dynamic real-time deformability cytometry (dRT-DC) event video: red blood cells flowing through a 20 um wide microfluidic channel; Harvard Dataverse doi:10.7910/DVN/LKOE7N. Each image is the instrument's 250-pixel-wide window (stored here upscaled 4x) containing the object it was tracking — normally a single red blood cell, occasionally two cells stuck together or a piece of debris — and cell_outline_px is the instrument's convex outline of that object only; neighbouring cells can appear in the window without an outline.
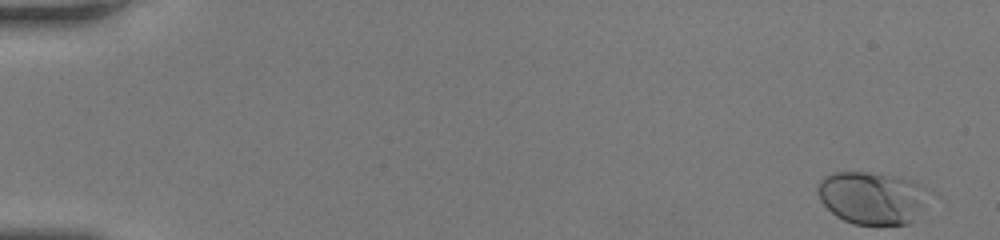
{"species": "human", "species_latin": "Homo sapiens", "temperature_condition": "room temperature", "stored_images_in_passage": 50, "camera_frame_rate_fps": 3000, "um_per_image_px": 0.085, "donor": {"sex": "female"}, "frame": {"image": 1, "passage_image": 1, "time_ms": 0.0, "image_size_px": [1000, 240], "cell_outline_px": [[920, 204], [912, 220], [908, 224], [852, 224], [836, 216], [820, 200], [816, 192], [816, 188], [820, 180], [824, 176], [832, 172], [868, 172], [900, 176], [916, 180]], "centroid_in_image_um": [73.92, 16.78], "position_along_channel_um": 11.1, "area_um2": 32.83}}
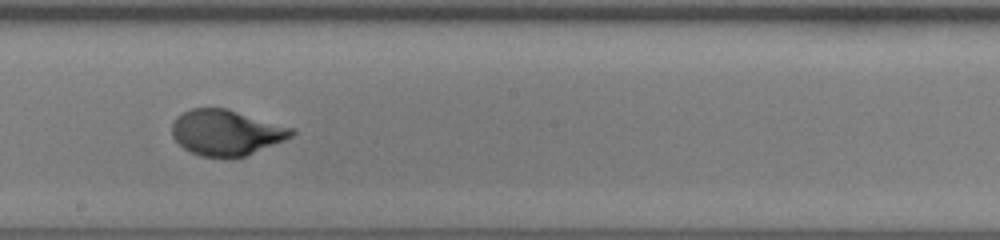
{"frame": {"image": 2, "passage_image": 29, "time_ms": 9.333, "image_size_px": [1000, 240], "cell_outline_px": [[296, 132], [292, 136], [284, 140], [244, 156], [232, 160], [200, 156], [184, 148], [172, 136], [172, 124], [176, 116], [192, 108], [224, 108], [296, 128]], "centroid_in_image_um": [19.23, 11.29], "position_along_channel_um": 229.0, "area_um2": 31.96}}
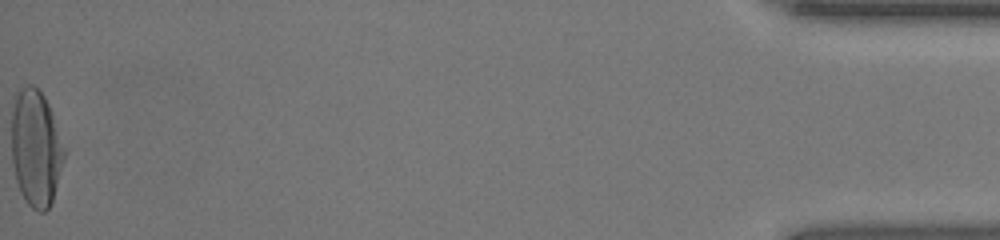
{"frame": {"image": 3, "passage_image": 50, "time_ms": 16.333, "image_size_px": [1000, 240], "cell_outline_px": [[68, 148], [52, 200], [48, 208], [44, 212], [40, 212], [32, 208], [28, 204], [20, 192], [16, 180], [12, 164], [12, 112], [16, 92], [20, 88], [28, 84], [32, 84], [44, 96], [48, 104]], "centroid_in_image_um": [3.07, 12.58], "position_along_channel_um": 432.1, "area_um2": 36.24}, "authors_computed_cell_mechanics": {"area_um2": 31.9056, "velocity_mm_per_s": 4.2499, "shape_relaxation_time_tau1_ms": 3.7624, "shape_relaxation_time_tau2_ms": null, "deformation_change_tau1": 0.1895, "deformation_change_tau2": null}}